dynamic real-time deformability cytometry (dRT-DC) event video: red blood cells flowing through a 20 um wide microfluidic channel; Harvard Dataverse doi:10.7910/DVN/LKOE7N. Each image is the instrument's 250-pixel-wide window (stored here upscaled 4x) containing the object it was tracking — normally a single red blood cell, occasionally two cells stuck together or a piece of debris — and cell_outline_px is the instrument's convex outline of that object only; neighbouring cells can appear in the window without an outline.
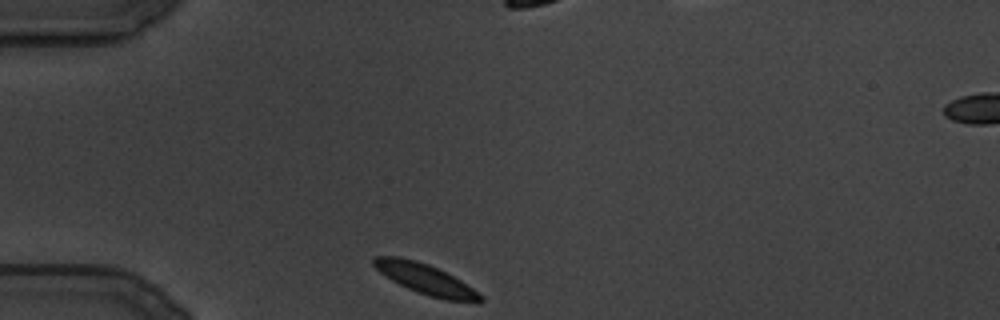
{"species": "common noctule bat (a hibernating species)", "species_latin": "Nyctalus noctula", "temperature_condition": "cold", "stored_images_in_passage": 97, "camera_frame_rate_fps": 3000, "um_per_image_px": 0.085, "animal": {"sex": "male", "body_mass_g": 19.5, "forearm_length_mm": 54.6}, "frame": {"image": 1, "passage_image": 1, "time_ms": 0.0, "image_size_px": [1000, 320], "cell_outline_px": [[484, 300], [480, 304], [476, 304], [448, 300], [428, 296], [416, 292], [392, 280], [380, 272], [372, 264], [372, 260], [376, 256], [400, 256], [416, 260], [428, 264], [460, 280], [484, 296]], "centroid_in_image_um": [36.22, 23.75], "position_along_channel_um": 48.8, "area_um2": 18.96}}
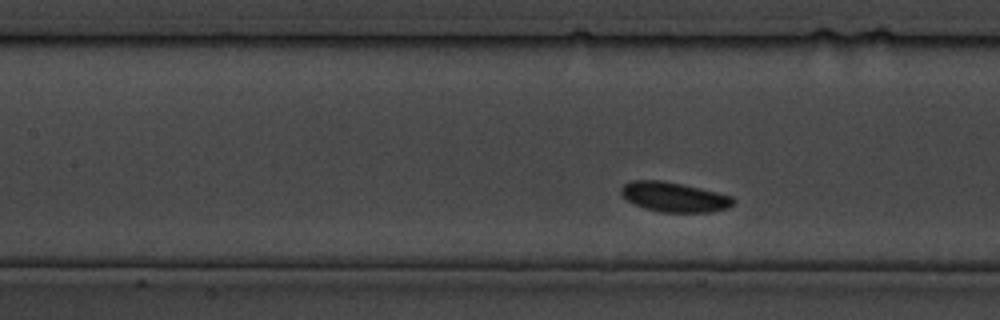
{"frame": {"image": 2, "passage_image": 25, "time_ms": 8.0, "image_size_px": [1000, 320], "cell_outline_px": [[736, 200], [728, 208], [712, 212], [660, 212], [644, 208], [628, 200], [620, 192], [620, 188], [624, 184], [632, 180], [660, 180], [700, 188], [732, 196]], "centroid_in_image_um": [57.31, 16.75], "position_along_channel_um": 150.1, "area_um2": 19.31}}
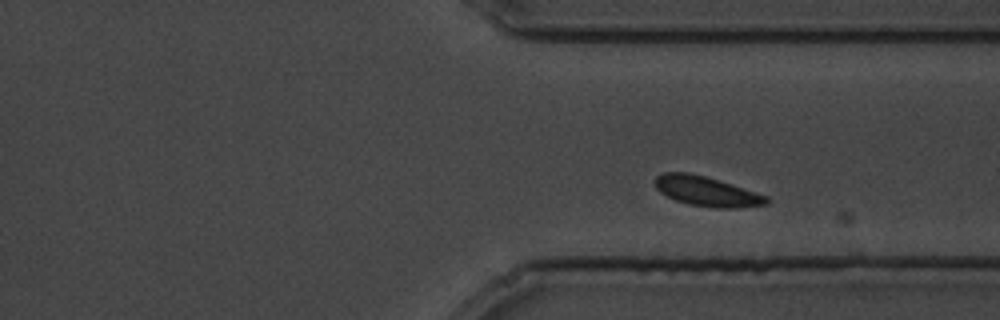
{"frame": {"image": 3, "passage_image": 64, "time_ms": 21.0, "image_size_px": [1000, 320], "cell_outline_px": [[768, 204], [736, 208], [716, 208], [688, 204], [676, 200], [660, 192], [656, 188], [656, 176], [664, 172], [688, 172], [704, 176], [732, 184], [768, 196]], "centroid_in_image_um": [60.08, 16.26], "position_along_channel_um": 351.3, "area_um2": 19.19}}